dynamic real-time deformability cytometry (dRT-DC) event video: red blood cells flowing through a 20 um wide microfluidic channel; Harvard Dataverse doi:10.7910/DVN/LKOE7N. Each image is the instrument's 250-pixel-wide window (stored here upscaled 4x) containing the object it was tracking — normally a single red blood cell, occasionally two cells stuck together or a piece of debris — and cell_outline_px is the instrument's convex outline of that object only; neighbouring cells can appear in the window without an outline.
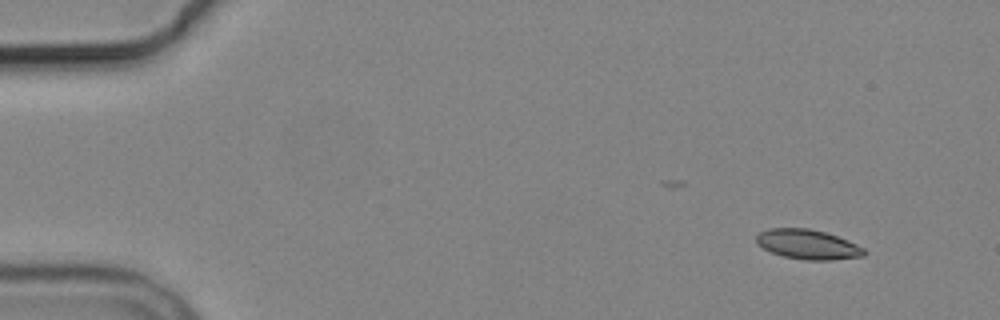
{"species": "common noctule bat (a hibernating species)", "species_latin": "Nyctalus noctula", "temperature_condition": "cold", "stored_images_in_passage": 6, "camera_frame_rate_fps": 3000, "um_per_image_px": 0.085, "animal": {"sex": "male", "body_mass_g": 19.2, "forearm_length_mm": 51.8}, "frame": {"image": 1, "passage_image": 2, "time_ms": 1.333, "image_size_px": [1000, 320], "cell_outline_px": [[868, 252], [864, 256], [832, 260], [804, 260], [784, 256], [772, 252], [756, 244], [756, 236], [760, 232], [768, 228], [808, 228], [824, 232], [848, 240], [864, 248]], "centroid_in_image_um": [68.67, 20.77], "position_along_channel_um": 16.3, "area_um2": 18.67}}
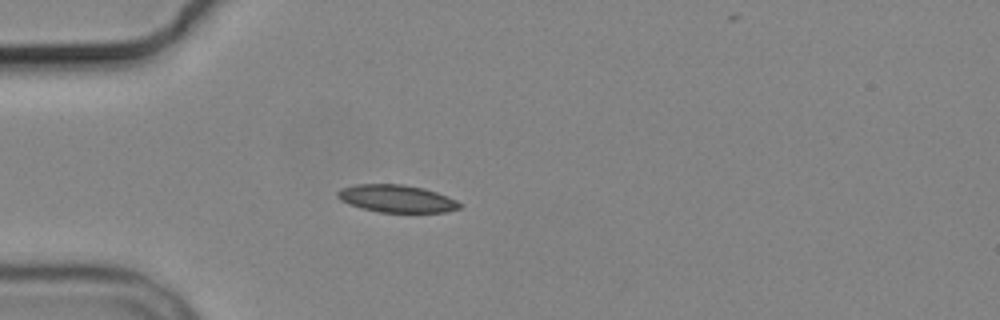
{"frame": {"image": 2, "passage_image": 5, "time_ms": 5.0, "image_size_px": [1000, 320], "cell_outline_px": [[464, 204], [460, 208], [444, 212], [380, 212], [348, 204], [340, 200], [336, 196], [336, 192], [340, 188], [356, 184], [404, 184], [424, 188], [436, 192], [456, 200]], "centroid_in_image_um": [33.7, 16.87], "position_along_channel_um": 51.3, "area_um2": 19.59}}